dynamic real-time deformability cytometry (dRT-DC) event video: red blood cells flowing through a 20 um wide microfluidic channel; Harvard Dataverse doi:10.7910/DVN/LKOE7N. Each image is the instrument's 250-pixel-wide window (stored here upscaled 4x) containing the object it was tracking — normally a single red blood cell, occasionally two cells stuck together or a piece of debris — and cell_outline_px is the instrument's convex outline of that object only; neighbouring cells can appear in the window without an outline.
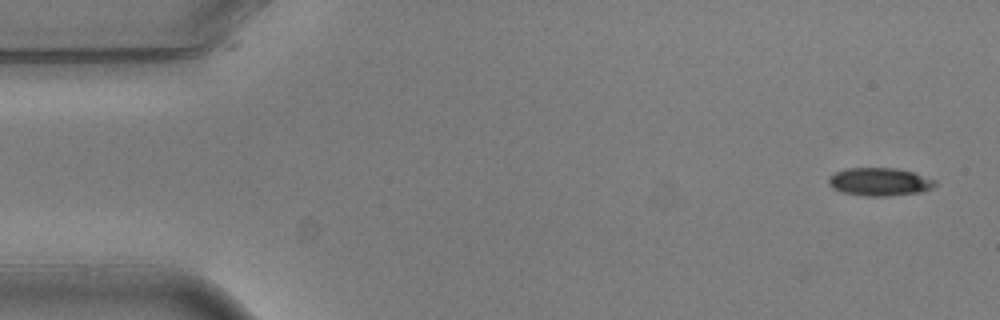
{"species": "common noctule bat (a hibernating species)", "species_latin": "Nyctalus noctula", "temperature_condition": "warm", "stored_images_in_passage": 10, "camera_frame_rate_fps": 3000, "um_per_image_px": 0.085, "animal": {"sex": "male", "body_mass_g": 20.5, "forearm_length_mm": 52.5}, "frame": {"image": 1, "passage_image": 1, "time_ms": 0.0, "image_size_px": [1000, 320], "cell_outline_px": [[936, 184], [932, 188], [920, 192], [884, 196], [864, 196], [840, 192], [832, 188], [828, 184], [828, 180], [836, 172], [848, 168], [896, 168], [912, 172], [936, 180]], "centroid_in_image_um": [74.75, 15.46], "position_along_channel_um": 10.3, "area_um2": 17.28}}
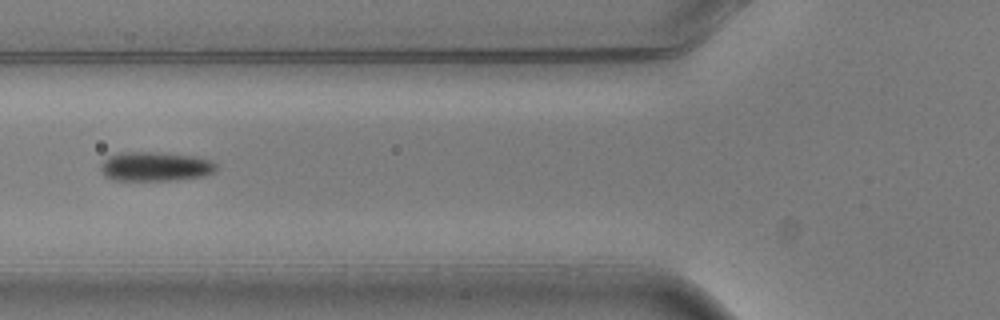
{"frame": {"image": 2, "passage_image": 6, "time_ms": 1.667, "image_size_px": [1000, 320], "cell_outline_px": [[216, 168], [212, 172], [204, 176], [172, 180], [112, 180], [104, 176], [100, 168], [104, 160], [108, 156], [120, 152], [152, 152], [196, 156], [212, 160], [216, 164]], "centroid_in_image_um": [13.18, 14.15], "position_along_channel_um": 112.6, "area_um2": 19.71}}
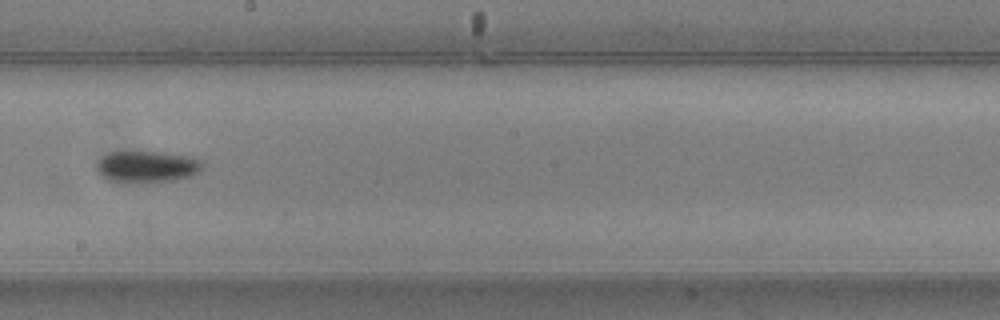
{"frame": {"image": 3, "passage_image": 9, "time_ms": 2.667, "image_size_px": [1000, 320], "cell_outline_px": [[204, 164], [200, 172], [192, 176], [176, 180], [144, 184], [116, 184], [100, 176], [96, 172], [96, 164], [100, 156], [108, 152], [120, 148], [164, 152], [192, 156], [204, 160]], "centroid_in_image_um": [12.42, 14.15], "position_along_channel_um": 235.8, "area_um2": 21.56}}